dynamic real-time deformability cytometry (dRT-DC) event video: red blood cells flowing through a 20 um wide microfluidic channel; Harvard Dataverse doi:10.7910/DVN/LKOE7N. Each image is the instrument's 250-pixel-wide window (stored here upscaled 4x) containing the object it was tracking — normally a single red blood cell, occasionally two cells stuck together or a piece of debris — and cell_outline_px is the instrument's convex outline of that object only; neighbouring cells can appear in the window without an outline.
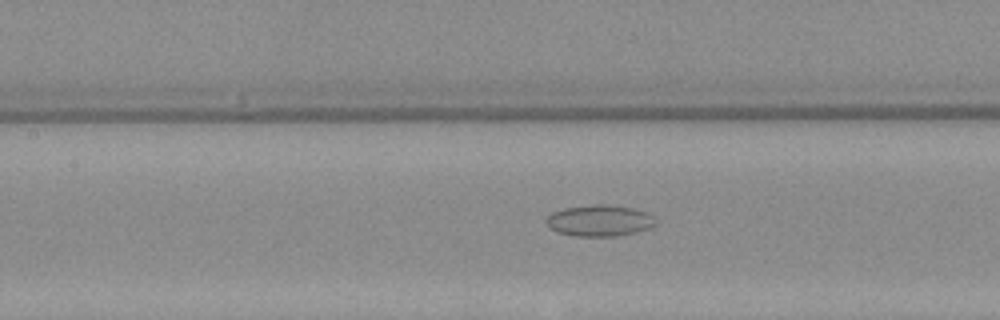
{"species": "Egyptian fruit bat (a non-hibernating species)", "species_latin": "Rousettus aegyptiacus", "temperature_condition": "warm", "stored_images_in_passage": 34, "segment_of_instrument_passage": [1, 2], "camera_frame_rate_fps": 3000, "um_per_image_px": 0.085, "animal": {"sex": "female"}, "frame": {"image": 1, "passage_image": 10, "time_ms": 3.0, "image_size_px": [1000, 320], "cell_outline_px": [[652, 224], [648, 228], [636, 232], [612, 236], [576, 236], [556, 232], [544, 220], [552, 212], [564, 208], [592, 204], [608, 204], [632, 208], [648, 212], [652, 216]], "centroid_in_image_um": [50.9, 18.74], "position_along_channel_um": 156.5, "area_um2": 19.71}}
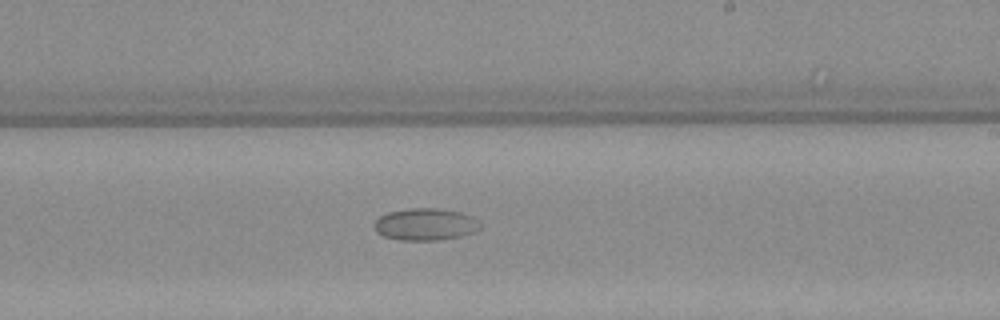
{"frame": {"image": 2, "passage_image": 18, "time_ms": 5.667, "image_size_px": [1000, 320], "cell_outline_px": [[480, 228], [472, 232], [460, 236], [436, 240], [400, 240], [384, 236], [376, 232], [372, 224], [380, 216], [388, 212], [408, 208], [436, 208], [460, 212], [472, 216]], "centroid_in_image_um": [36.08, 19.06], "position_along_channel_um": 252.9, "area_um2": 19.59}}
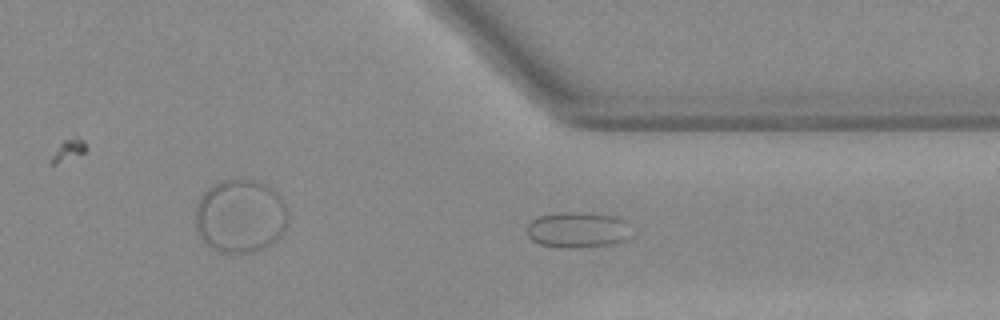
{"frame": {"image": 3, "passage_image": 27, "time_ms": 8.667, "image_size_px": [1000, 320], "cell_outline_px": [[632, 236], [628, 240], [612, 244], [540, 244], [532, 240], [528, 236], [528, 224], [532, 220], [540, 216], [564, 212], [576, 212], [616, 216], [624, 220], [628, 224]], "centroid_in_image_um": [49.18, 19.47], "position_along_channel_um": 362.2, "area_um2": 20.63}}